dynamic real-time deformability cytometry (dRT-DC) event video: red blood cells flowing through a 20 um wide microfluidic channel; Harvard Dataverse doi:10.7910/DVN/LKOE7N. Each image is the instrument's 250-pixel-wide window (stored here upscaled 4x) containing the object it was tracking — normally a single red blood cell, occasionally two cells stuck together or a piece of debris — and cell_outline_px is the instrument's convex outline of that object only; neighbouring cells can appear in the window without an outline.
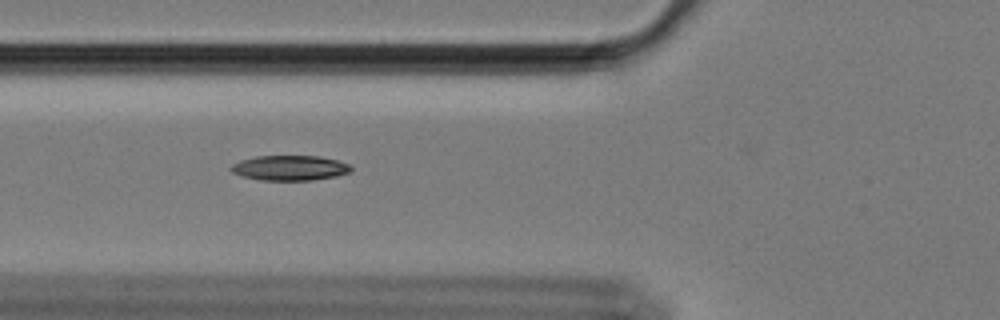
{"species": "Egyptian fruit bat (a non-hibernating species)", "species_latin": "Rousettus aegyptiacus", "temperature_condition": "cold", "stored_images_in_passage": 9, "camera_frame_rate_fps": 3000, "um_per_image_px": 0.085, "animal": {"sex": "female"}, "frame": {"image": 1, "passage_image": 3, "time_ms": 0.667, "image_size_px": [1000, 320], "cell_outline_px": [[352, 168], [348, 172], [336, 176], [312, 180], [260, 180], [244, 176], [232, 172], [228, 168], [232, 164], [240, 160], [256, 156], [320, 156], [336, 160], [348, 164]], "centroid_in_image_um": [24.59, 14.27], "position_along_channel_um": 101.2, "area_um2": 17.4}}
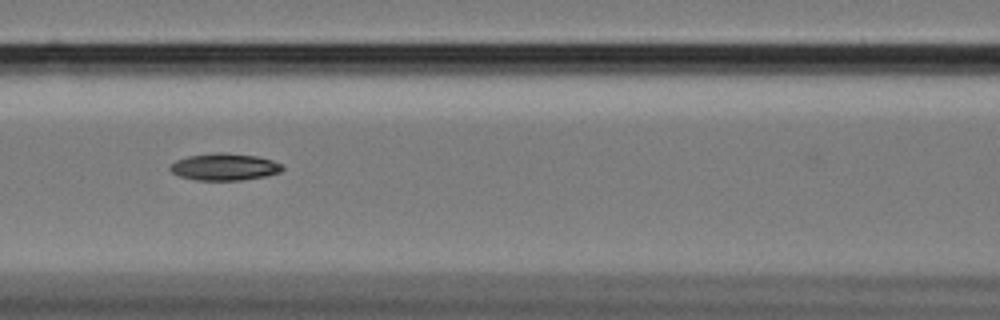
{"frame": {"image": 2, "passage_image": 7, "time_ms": 2.0, "image_size_px": [1000, 320], "cell_outline_px": [[284, 168], [280, 172], [268, 176], [240, 180], [196, 180], [180, 176], [172, 172], [168, 168], [176, 160], [188, 156], [212, 152], [224, 152], [256, 156], [272, 160], [280, 164]], "centroid_in_image_um": [19.08, 14.18], "position_along_channel_um": 147.5, "area_um2": 17.69}}